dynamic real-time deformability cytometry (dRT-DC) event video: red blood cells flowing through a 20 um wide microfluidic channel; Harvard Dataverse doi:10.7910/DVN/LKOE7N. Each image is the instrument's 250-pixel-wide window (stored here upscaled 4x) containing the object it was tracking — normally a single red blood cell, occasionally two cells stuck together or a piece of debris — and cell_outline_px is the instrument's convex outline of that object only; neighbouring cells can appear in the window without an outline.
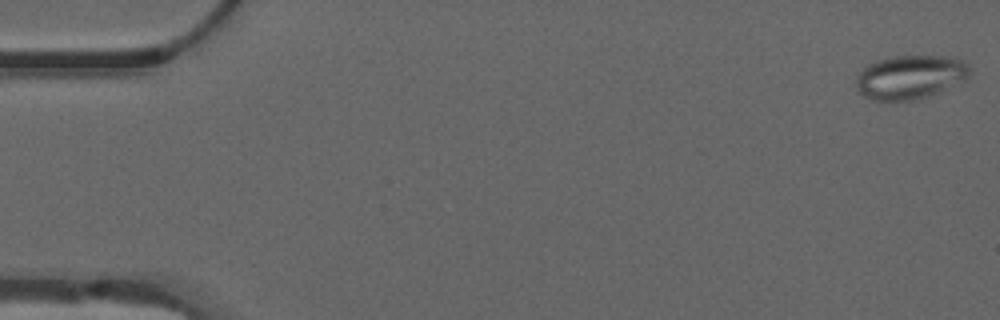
{"species": "common noctule bat (a hibernating species)", "species_latin": "Nyctalus noctula", "temperature_condition": "warm", "stored_images_in_passage": 16, "camera_frame_rate_fps": 3000, "um_per_image_px": 0.085, "animal": {"sex": "male", "forearm_length_mm": 52.5}, "frame": {"image": 1, "passage_image": 1, "time_ms": 0.0, "image_size_px": [1000, 320], "cell_outline_px": [[972, 68], [968, 76], [964, 80], [928, 96], [916, 100], [872, 100], [856, 92], [856, 80], [860, 72], [868, 64], [892, 56], [944, 56], [964, 60]], "centroid_in_image_um": [77.36, 6.55], "position_along_channel_um": 7.6, "area_um2": 28.96}}